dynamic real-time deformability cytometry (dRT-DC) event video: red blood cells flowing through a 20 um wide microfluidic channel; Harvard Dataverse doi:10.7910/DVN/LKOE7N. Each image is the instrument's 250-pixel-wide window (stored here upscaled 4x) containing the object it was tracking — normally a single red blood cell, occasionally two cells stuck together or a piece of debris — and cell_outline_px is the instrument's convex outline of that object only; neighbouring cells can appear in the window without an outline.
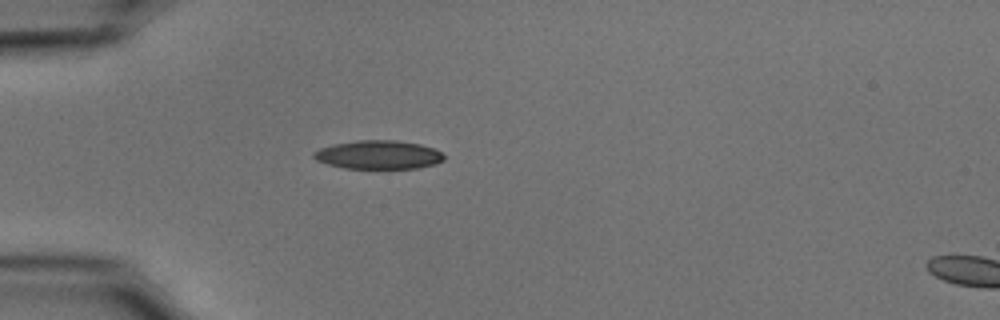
{"species": "common noctule bat (a hibernating species)", "species_latin": "Nyctalus noctula", "temperature_condition": "cold", "stored_images_in_passage": 39, "camera_frame_rate_fps": 3000, "um_per_image_px": 0.085, "animal": {"sex": "male", "body_mass_g": 15.6}, "frame": {"image": 1, "passage_image": 1, "time_ms": 0.0, "image_size_px": [1000, 320], "cell_outline_px": [[444, 160], [432, 164], [416, 168], [344, 168], [328, 164], [316, 160], [312, 156], [312, 152], [320, 148], [332, 144], [360, 140], [396, 140], [420, 144], [432, 148], [440, 152], [444, 156]], "centroid_in_image_um": [32.12, 13.15], "position_along_channel_um": 52.9, "area_um2": 21.56}}
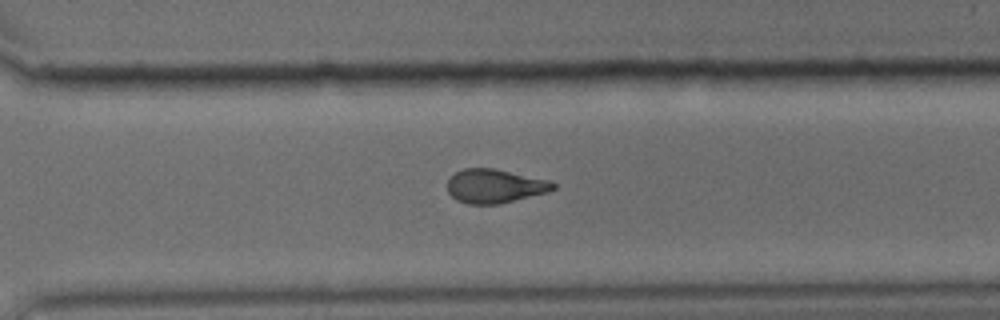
{"frame": {"image": 2, "passage_image": 24, "time_ms": 7.667, "image_size_px": [1000, 320], "cell_outline_px": [[556, 188], [548, 192], [500, 204], [468, 204], [456, 200], [448, 192], [448, 180], [456, 172], [464, 168], [492, 168], [552, 180], [556, 184]], "centroid_in_image_um": [42.09, 15.82], "position_along_channel_um": 328.5, "area_um2": 20.98}}
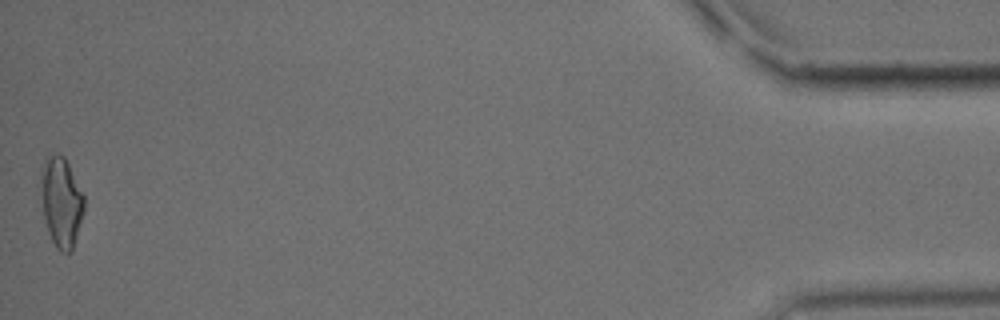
{"frame": {"image": 3, "passage_image": 39, "time_ms": 12.667, "image_size_px": [1000, 320], "cell_outline_px": [[84, 212], [72, 252], [60, 252], [56, 248], [52, 240], [44, 216], [40, 180], [44, 156], [56, 152], [64, 156], [84, 196]], "centroid_in_image_um": [5.21, 17.14], "position_along_channel_um": 430.0, "area_um2": 22.6}, "authors_computed_cell_mechanics": {"area_um2": 21.5594, "velocity_mm_per_s": 3.7492, "shape_relaxation_time_tau1_ms": 7.0114, "shape_relaxation_time_tau2_ms": 3.8238, "deformation_change_tau1": 0.1994, "deformation_change_tau2": 0.1185}}